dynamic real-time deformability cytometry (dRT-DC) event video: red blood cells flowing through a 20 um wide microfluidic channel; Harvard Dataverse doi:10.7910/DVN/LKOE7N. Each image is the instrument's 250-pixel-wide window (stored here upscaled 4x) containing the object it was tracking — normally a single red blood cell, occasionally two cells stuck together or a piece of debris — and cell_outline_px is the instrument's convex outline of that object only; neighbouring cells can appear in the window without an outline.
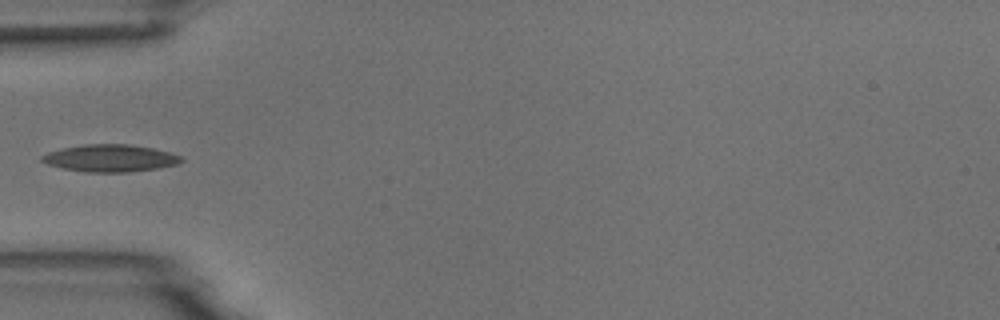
{"species": "common noctule bat (a hibernating species)", "species_latin": "Nyctalus noctula", "temperature_condition": "room temperature", "stored_images_in_passage": 3, "camera_frame_rate_fps": 3000, "um_per_image_px": 0.085, "animal": {"sex": "male", "body_mass_g": 18.8}, "frame": {"image": 1, "passage_image": 3, "time_ms": 3.0, "image_size_px": [1000, 320], "cell_outline_px": [[184, 160], [180, 164], [160, 168], [128, 172], [84, 172], [64, 168], [48, 164], [40, 160], [40, 156], [48, 152], [64, 148], [84, 144], [128, 144], [152, 148], [168, 152], [180, 156]], "centroid_in_image_um": [9.39, 13.45], "position_along_channel_um": 75.6, "area_um2": 22.08}}